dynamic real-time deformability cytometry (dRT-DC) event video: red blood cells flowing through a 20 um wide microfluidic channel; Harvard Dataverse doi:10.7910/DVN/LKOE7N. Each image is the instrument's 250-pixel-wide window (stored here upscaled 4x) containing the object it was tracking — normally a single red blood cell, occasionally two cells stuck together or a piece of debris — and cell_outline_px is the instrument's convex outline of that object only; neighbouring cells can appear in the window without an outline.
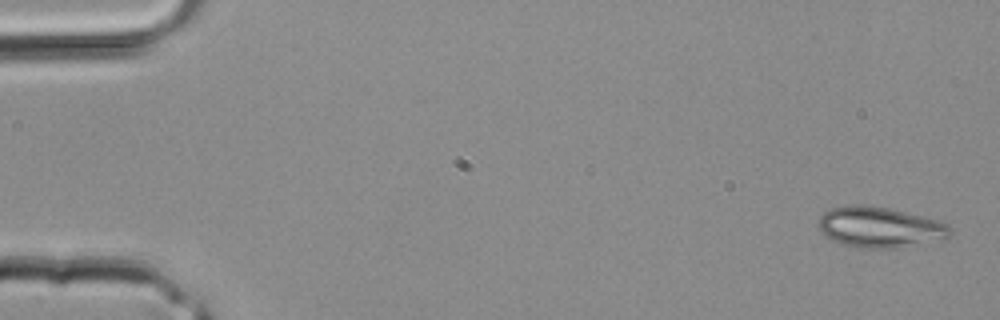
{"species": "common noctule bat (a hibernating species)", "species_latin": "Nyctalus noctula", "temperature_condition": "room temperature", "stored_images_in_passage": 3, "camera_frame_rate_fps": 3000, "um_per_image_px": 0.085, "animal": {"sex": "male", "body_mass_g": 20.4}, "frame": {"image": 1, "passage_image": 3, "time_ms": 0.667, "image_size_px": [1000, 320], "cell_outline_px": [[952, 232], [944, 240], [892, 248], [860, 248], [840, 244], [824, 236], [820, 232], [820, 216], [824, 212], [832, 208], [848, 204], [860, 204], [888, 208], [940, 220], [948, 224], [952, 228]], "centroid_in_image_um": [74.8, 19.31], "position_along_channel_um": 10.2, "area_um2": 31.44}}